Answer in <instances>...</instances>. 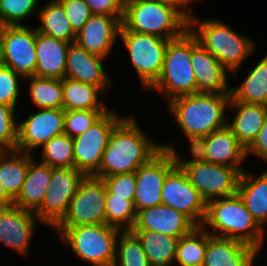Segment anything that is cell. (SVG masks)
I'll use <instances>...</instances> for the list:
<instances>
[{
  "mask_svg": "<svg viewBox=\"0 0 267 266\" xmlns=\"http://www.w3.org/2000/svg\"><path fill=\"white\" fill-rule=\"evenodd\" d=\"M104 59L99 55L87 52L76 42L70 43L67 50L65 78L89 83L105 91L106 87H110L111 80L102 65Z\"/></svg>",
  "mask_w": 267,
  "mask_h": 266,
  "instance_id": "7402d4cb",
  "label": "cell"
},
{
  "mask_svg": "<svg viewBox=\"0 0 267 266\" xmlns=\"http://www.w3.org/2000/svg\"><path fill=\"white\" fill-rule=\"evenodd\" d=\"M38 12L42 25L36 28L37 32L68 43L75 42L77 33L73 30L62 5L57 0L47 2L46 6H42Z\"/></svg>",
  "mask_w": 267,
  "mask_h": 266,
  "instance_id": "1f68e13d",
  "label": "cell"
},
{
  "mask_svg": "<svg viewBox=\"0 0 267 266\" xmlns=\"http://www.w3.org/2000/svg\"><path fill=\"white\" fill-rule=\"evenodd\" d=\"M108 110H67L64 115V134L71 138L83 134Z\"/></svg>",
  "mask_w": 267,
  "mask_h": 266,
  "instance_id": "f35d334b",
  "label": "cell"
},
{
  "mask_svg": "<svg viewBox=\"0 0 267 266\" xmlns=\"http://www.w3.org/2000/svg\"><path fill=\"white\" fill-rule=\"evenodd\" d=\"M38 0H0V26H17L37 12Z\"/></svg>",
  "mask_w": 267,
  "mask_h": 266,
  "instance_id": "74e56055",
  "label": "cell"
},
{
  "mask_svg": "<svg viewBox=\"0 0 267 266\" xmlns=\"http://www.w3.org/2000/svg\"><path fill=\"white\" fill-rule=\"evenodd\" d=\"M236 193L261 227L267 223V171L254 178L244 170L240 174Z\"/></svg>",
  "mask_w": 267,
  "mask_h": 266,
  "instance_id": "4316f807",
  "label": "cell"
},
{
  "mask_svg": "<svg viewBox=\"0 0 267 266\" xmlns=\"http://www.w3.org/2000/svg\"><path fill=\"white\" fill-rule=\"evenodd\" d=\"M63 7L73 30L78 33L93 15L84 0H57Z\"/></svg>",
  "mask_w": 267,
  "mask_h": 266,
  "instance_id": "7bdbcfd3",
  "label": "cell"
},
{
  "mask_svg": "<svg viewBox=\"0 0 267 266\" xmlns=\"http://www.w3.org/2000/svg\"><path fill=\"white\" fill-rule=\"evenodd\" d=\"M33 103L40 109L63 108L62 79L26 77Z\"/></svg>",
  "mask_w": 267,
  "mask_h": 266,
  "instance_id": "836d02e7",
  "label": "cell"
},
{
  "mask_svg": "<svg viewBox=\"0 0 267 266\" xmlns=\"http://www.w3.org/2000/svg\"><path fill=\"white\" fill-rule=\"evenodd\" d=\"M101 178L107 190L114 195V197L124 198L134 204L136 191V175L135 172L117 174L110 177Z\"/></svg>",
  "mask_w": 267,
  "mask_h": 266,
  "instance_id": "60d3db41",
  "label": "cell"
},
{
  "mask_svg": "<svg viewBox=\"0 0 267 266\" xmlns=\"http://www.w3.org/2000/svg\"><path fill=\"white\" fill-rule=\"evenodd\" d=\"M6 152V150L0 146V157Z\"/></svg>",
  "mask_w": 267,
  "mask_h": 266,
  "instance_id": "c3c4849f",
  "label": "cell"
},
{
  "mask_svg": "<svg viewBox=\"0 0 267 266\" xmlns=\"http://www.w3.org/2000/svg\"><path fill=\"white\" fill-rule=\"evenodd\" d=\"M162 204L184 213L197 226H201L205 218L207 202L178 164L163 182Z\"/></svg>",
  "mask_w": 267,
  "mask_h": 266,
  "instance_id": "9a60e30c",
  "label": "cell"
},
{
  "mask_svg": "<svg viewBox=\"0 0 267 266\" xmlns=\"http://www.w3.org/2000/svg\"><path fill=\"white\" fill-rule=\"evenodd\" d=\"M93 14L114 16L120 22L123 18L124 0H84Z\"/></svg>",
  "mask_w": 267,
  "mask_h": 266,
  "instance_id": "ee69618b",
  "label": "cell"
},
{
  "mask_svg": "<svg viewBox=\"0 0 267 266\" xmlns=\"http://www.w3.org/2000/svg\"><path fill=\"white\" fill-rule=\"evenodd\" d=\"M15 109L0 103V146L6 151L16 150L18 121Z\"/></svg>",
  "mask_w": 267,
  "mask_h": 266,
  "instance_id": "ab89813d",
  "label": "cell"
},
{
  "mask_svg": "<svg viewBox=\"0 0 267 266\" xmlns=\"http://www.w3.org/2000/svg\"><path fill=\"white\" fill-rule=\"evenodd\" d=\"M14 205V200L7 194L0 183V209H5Z\"/></svg>",
  "mask_w": 267,
  "mask_h": 266,
  "instance_id": "bcb514c9",
  "label": "cell"
},
{
  "mask_svg": "<svg viewBox=\"0 0 267 266\" xmlns=\"http://www.w3.org/2000/svg\"><path fill=\"white\" fill-rule=\"evenodd\" d=\"M195 227L197 225L184 213L161 203L138 211L131 231H153L181 238Z\"/></svg>",
  "mask_w": 267,
  "mask_h": 266,
  "instance_id": "ac0fdd59",
  "label": "cell"
},
{
  "mask_svg": "<svg viewBox=\"0 0 267 266\" xmlns=\"http://www.w3.org/2000/svg\"><path fill=\"white\" fill-rule=\"evenodd\" d=\"M166 2H170L174 5H176L177 7H179L188 17H190L192 15L191 10L189 11V9H185L187 8V4L190 5L191 2H194L195 0H163ZM190 2V3H189ZM183 7V8H182Z\"/></svg>",
  "mask_w": 267,
  "mask_h": 266,
  "instance_id": "7dc6e473",
  "label": "cell"
},
{
  "mask_svg": "<svg viewBox=\"0 0 267 266\" xmlns=\"http://www.w3.org/2000/svg\"><path fill=\"white\" fill-rule=\"evenodd\" d=\"M63 109L67 110H109L98 94L103 92L99 87L76 81L62 79Z\"/></svg>",
  "mask_w": 267,
  "mask_h": 266,
  "instance_id": "f1b7e54d",
  "label": "cell"
},
{
  "mask_svg": "<svg viewBox=\"0 0 267 266\" xmlns=\"http://www.w3.org/2000/svg\"><path fill=\"white\" fill-rule=\"evenodd\" d=\"M51 175L52 167L36 163L33 159L29 163L19 195L14 199V205L34 212L42 204L45 192L50 187Z\"/></svg>",
  "mask_w": 267,
  "mask_h": 266,
  "instance_id": "484cf974",
  "label": "cell"
},
{
  "mask_svg": "<svg viewBox=\"0 0 267 266\" xmlns=\"http://www.w3.org/2000/svg\"><path fill=\"white\" fill-rule=\"evenodd\" d=\"M38 220L33 211L15 205L0 209V243L27 256Z\"/></svg>",
  "mask_w": 267,
  "mask_h": 266,
  "instance_id": "ffe728a7",
  "label": "cell"
},
{
  "mask_svg": "<svg viewBox=\"0 0 267 266\" xmlns=\"http://www.w3.org/2000/svg\"><path fill=\"white\" fill-rule=\"evenodd\" d=\"M137 124L128 116L114 128L102 154L99 177L135 172L162 148V144L148 139Z\"/></svg>",
  "mask_w": 267,
  "mask_h": 266,
  "instance_id": "6da1fadb",
  "label": "cell"
},
{
  "mask_svg": "<svg viewBox=\"0 0 267 266\" xmlns=\"http://www.w3.org/2000/svg\"><path fill=\"white\" fill-rule=\"evenodd\" d=\"M42 147L41 163L52 168L74 167L73 138L67 134L53 137Z\"/></svg>",
  "mask_w": 267,
  "mask_h": 266,
  "instance_id": "e575fe53",
  "label": "cell"
},
{
  "mask_svg": "<svg viewBox=\"0 0 267 266\" xmlns=\"http://www.w3.org/2000/svg\"><path fill=\"white\" fill-rule=\"evenodd\" d=\"M230 100L231 93H196L175 97L168 100V105L191 147L198 139L227 125L224 114Z\"/></svg>",
  "mask_w": 267,
  "mask_h": 266,
  "instance_id": "7a4b0ae2",
  "label": "cell"
},
{
  "mask_svg": "<svg viewBox=\"0 0 267 266\" xmlns=\"http://www.w3.org/2000/svg\"><path fill=\"white\" fill-rule=\"evenodd\" d=\"M32 153L17 150L6 151L0 157V183L14 200L24 183Z\"/></svg>",
  "mask_w": 267,
  "mask_h": 266,
  "instance_id": "83f0119b",
  "label": "cell"
},
{
  "mask_svg": "<svg viewBox=\"0 0 267 266\" xmlns=\"http://www.w3.org/2000/svg\"><path fill=\"white\" fill-rule=\"evenodd\" d=\"M191 61L196 76L197 93H231V87H228L227 83V69L192 33Z\"/></svg>",
  "mask_w": 267,
  "mask_h": 266,
  "instance_id": "d6986e66",
  "label": "cell"
},
{
  "mask_svg": "<svg viewBox=\"0 0 267 266\" xmlns=\"http://www.w3.org/2000/svg\"><path fill=\"white\" fill-rule=\"evenodd\" d=\"M134 204L124 198L114 197L108 190L106 195L105 224L122 231L131 230L135 224Z\"/></svg>",
  "mask_w": 267,
  "mask_h": 266,
  "instance_id": "8d00e7d4",
  "label": "cell"
},
{
  "mask_svg": "<svg viewBox=\"0 0 267 266\" xmlns=\"http://www.w3.org/2000/svg\"><path fill=\"white\" fill-rule=\"evenodd\" d=\"M198 26L196 30L194 26ZM188 29L197 41L228 70L236 74L243 61L254 52V42L220 20L199 21L188 17Z\"/></svg>",
  "mask_w": 267,
  "mask_h": 266,
  "instance_id": "5b68a950",
  "label": "cell"
},
{
  "mask_svg": "<svg viewBox=\"0 0 267 266\" xmlns=\"http://www.w3.org/2000/svg\"><path fill=\"white\" fill-rule=\"evenodd\" d=\"M177 165L175 152L161 148L145 164L135 170L136 191L134 208L142 209L162 203V187L167 174Z\"/></svg>",
  "mask_w": 267,
  "mask_h": 266,
  "instance_id": "5bb4252c",
  "label": "cell"
},
{
  "mask_svg": "<svg viewBox=\"0 0 267 266\" xmlns=\"http://www.w3.org/2000/svg\"><path fill=\"white\" fill-rule=\"evenodd\" d=\"M120 27L121 22L114 16L93 14L77 33L75 42L87 52L106 58Z\"/></svg>",
  "mask_w": 267,
  "mask_h": 266,
  "instance_id": "44dd1931",
  "label": "cell"
},
{
  "mask_svg": "<svg viewBox=\"0 0 267 266\" xmlns=\"http://www.w3.org/2000/svg\"><path fill=\"white\" fill-rule=\"evenodd\" d=\"M35 43L36 29L26 25L0 26V64L11 68L23 79L35 76Z\"/></svg>",
  "mask_w": 267,
  "mask_h": 266,
  "instance_id": "4fadbf2b",
  "label": "cell"
},
{
  "mask_svg": "<svg viewBox=\"0 0 267 266\" xmlns=\"http://www.w3.org/2000/svg\"><path fill=\"white\" fill-rule=\"evenodd\" d=\"M257 252L242 242L212 236L207 230L203 266H253Z\"/></svg>",
  "mask_w": 267,
  "mask_h": 266,
  "instance_id": "603a6c76",
  "label": "cell"
},
{
  "mask_svg": "<svg viewBox=\"0 0 267 266\" xmlns=\"http://www.w3.org/2000/svg\"><path fill=\"white\" fill-rule=\"evenodd\" d=\"M161 146L175 152L177 164L206 202L236 194L241 174L236 168L202 161L192 152L193 159L182 160L174 146L171 144Z\"/></svg>",
  "mask_w": 267,
  "mask_h": 266,
  "instance_id": "ba28073f",
  "label": "cell"
},
{
  "mask_svg": "<svg viewBox=\"0 0 267 266\" xmlns=\"http://www.w3.org/2000/svg\"><path fill=\"white\" fill-rule=\"evenodd\" d=\"M70 43L36 31L35 50L37 63L35 76L40 78H65L67 50Z\"/></svg>",
  "mask_w": 267,
  "mask_h": 266,
  "instance_id": "cb8c5ba5",
  "label": "cell"
},
{
  "mask_svg": "<svg viewBox=\"0 0 267 266\" xmlns=\"http://www.w3.org/2000/svg\"><path fill=\"white\" fill-rule=\"evenodd\" d=\"M254 154L256 157L267 161V117L253 142L245 149V157Z\"/></svg>",
  "mask_w": 267,
  "mask_h": 266,
  "instance_id": "f6af8a7d",
  "label": "cell"
},
{
  "mask_svg": "<svg viewBox=\"0 0 267 266\" xmlns=\"http://www.w3.org/2000/svg\"><path fill=\"white\" fill-rule=\"evenodd\" d=\"M75 256L93 266H113L122 230L107 224L54 227Z\"/></svg>",
  "mask_w": 267,
  "mask_h": 266,
  "instance_id": "8992f818",
  "label": "cell"
},
{
  "mask_svg": "<svg viewBox=\"0 0 267 266\" xmlns=\"http://www.w3.org/2000/svg\"><path fill=\"white\" fill-rule=\"evenodd\" d=\"M85 175L75 167L52 168L49 188L34 211L39 221L52 229L63 219Z\"/></svg>",
  "mask_w": 267,
  "mask_h": 266,
  "instance_id": "7c38bea8",
  "label": "cell"
},
{
  "mask_svg": "<svg viewBox=\"0 0 267 266\" xmlns=\"http://www.w3.org/2000/svg\"><path fill=\"white\" fill-rule=\"evenodd\" d=\"M120 237L113 266H150L141 241L131 230L121 231Z\"/></svg>",
  "mask_w": 267,
  "mask_h": 266,
  "instance_id": "d590c367",
  "label": "cell"
},
{
  "mask_svg": "<svg viewBox=\"0 0 267 266\" xmlns=\"http://www.w3.org/2000/svg\"><path fill=\"white\" fill-rule=\"evenodd\" d=\"M108 110L83 134L73 138L74 167L85 176L99 178L102 154L114 128L124 119Z\"/></svg>",
  "mask_w": 267,
  "mask_h": 266,
  "instance_id": "30bf717a",
  "label": "cell"
},
{
  "mask_svg": "<svg viewBox=\"0 0 267 266\" xmlns=\"http://www.w3.org/2000/svg\"><path fill=\"white\" fill-rule=\"evenodd\" d=\"M120 29L172 40L188 29V16L163 0H124Z\"/></svg>",
  "mask_w": 267,
  "mask_h": 266,
  "instance_id": "3957f363",
  "label": "cell"
},
{
  "mask_svg": "<svg viewBox=\"0 0 267 266\" xmlns=\"http://www.w3.org/2000/svg\"><path fill=\"white\" fill-rule=\"evenodd\" d=\"M141 241L150 266H170L175 260L178 239L153 231H132Z\"/></svg>",
  "mask_w": 267,
  "mask_h": 266,
  "instance_id": "f546056e",
  "label": "cell"
},
{
  "mask_svg": "<svg viewBox=\"0 0 267 266\" xmlns=\"http://www.w3.org/2000/svg\"><path fill=\"white\" fill-rule=\"evenodd\" d=\"M211 226L217 234L212 236L229 238L242 242L256 251L260 250L264 238L261 227L247 211L239 195L215 198L207 201L206 214L202 227ZM218 232L221 234H218Z\"/></svg>",
  "mask_w": 267,
  "mask_h": 266,
  "instance_id": "277c9868",
  "label": "cell"
},
{
  "mask_svg": "<svg viewBox=\"0 0 267 266\" xmlns=\"http://www.w3.org/2000/svg\"><path fill=\"white\" fill-rule=\"evenodd\" d=\"M107 188L101 178L85 176L66 215L55 227L105 224Z\"/></svg>",
  "mask_w": 267,
  "mask_h": 266,
  "instance_id": "8fae6325",
  "label": "cell"
},
{
  "mask_svg": "<svg viewBox=\"0 0 267 266\" xmlns=\"http://www.w3.org/2000/svg\"><path fill=\"white\" fill-rule=\"evenodd\" d=\"M119 36L144 89H149L159 78L169 40L127 29H120Z\"/></svg>",
  "mask_w": 267,
  "mask_h": 266,
  "instance_id": "9c48e42d",
  "label": "cell"
},
{
  "mask_svg": "<svg viewBox=\"0 0 267 266\" xmlns=\"http://www.w3.org/2000/svg\"><path fill=\"white\" fill-rule=\"evenodd\" d=\"M229 107L237 109L231 129L238 142L246 149L256 138L267 117V105L230 101Z\"/></svg>",
  "mask_w": 267,
  "mask_h": 266,
  "instance_id": "d4e9b609",
  "label": "cell"
},
{
  "mask_svg": "<svg viewBox=\"0 0 267 266\" xmlns=\"http://www.w3.org/2000/svg\"><path fill=\"white\" fill-rule=\"evenodd\" d=\"M267 105V55L252 68L239 87H231V100Z\"/></svg>",
  "mask_w": 267,
  "mask_h": 266,
  "instance_id": "4dcf8cb0",
  "label": "cell"
},
{
  "mask_svg": "<svg viewBox=\"0 0 267 266\" xmlns=\"http://www.w3.org/2000/svg\"><path fill=\"white\" fill-rule=\"evenodd\" d=\"M63 108L39 109L24 122H18L16 150L30 153L50 139L64 133Z\"/></svg>",
  "mask_w": 267,
  "mask_h": 266,
  "instance_id": "e0dca14e",
  "label": "cell"
},
{
  "mask_svg": "<svg viewBox=\"0 0 267 266\" xmlns=\"http://www.w3.org/2000/svg\"><path fill=\"white\" fill-rule=\"evenodd\" d=\"M207 247V229L195 227L178 239L175 260L180 266H203Z\"/></svg>",
  "mask_w": 267,
  "mask_h": 266,
  "instance_id": "d6a6232c",
  "label": "cell"
},
{
  "mask_svg": "<svg viewBox=\"0 0 267 266\" xmlns=\"http://www.w3.org/2000/svg\"><path fill=\"white\" fill-rule=\"evenodd\" d=\"M160 90L169 100L196 94V76L191 61V32L187 29L180 37L169 40L164 63L157 81L149 90Z\"/></svg>",
  "mask_w": 267,
  "mask_h": 266,
  "instance_id": "52a82bcc",
  "label": "cell"
},
{
  "mask_svg": "<svg viewBox=\"0 0 267 266\" xmlns=\"http://www.w3.org/2000/svg\"><path fill=\"white\" fill-rule=\"evenodd\" d=\"M190 148L202 161L236 168L240 173L244 171L240 165L246 159L245 148L227 125L198 139Z\"/></svg>",
  "mask_w": 267,
  "mask_h": 266,
  "instance_id": "2e32d148",
  "label": "cell"
},
{
  "mask_svg": "<svg viewBox=\"0 0 267 266\" xmlns=\"http://www.w3.org/2000/svg\"><path fill=\"white\" fill-rule=\"evenodd\" d=\"M20 78H23L20 74L0 64V103L16 108Z\"/></svg>",
  "mask_w": 267,
  "mask_h": 266,
  "instance_id": "b9f144b4",
  "label": "cell"
}]
</instances>
